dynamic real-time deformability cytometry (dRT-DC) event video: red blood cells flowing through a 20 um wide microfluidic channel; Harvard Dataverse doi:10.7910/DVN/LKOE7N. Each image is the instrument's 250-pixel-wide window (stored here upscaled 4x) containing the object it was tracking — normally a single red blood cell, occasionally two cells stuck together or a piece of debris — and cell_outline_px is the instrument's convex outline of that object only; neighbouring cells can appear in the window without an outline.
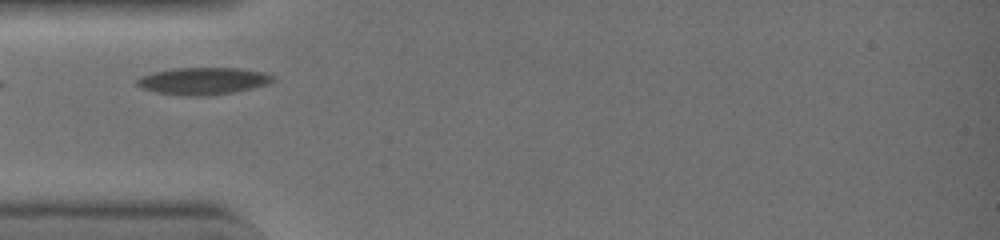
{"species": "common noctule bat (a hibernating species)", "species_latin": "Nyctalus noctula", "temperature_condition": "warm", "stored_images_in_passage": 1, "camera_frame_rate_fps": 3000, "um_per_image_px": 0.085, "animal": {"sex": "female", "body_mass_g": 19.0, "forearm_length_mm": 51.5}, "frame": {"image": 1, "passage_image": 1, "time_ms": 0.0, "image_size_px": [1000, 240], "cell_outline_px": [[276, 76], [268, 84], [252, 88], [232, 92], [196, 96], [188, 96], [156, 92], [144, 88], [136, 84], [136, 80], [140, 76], [152, 72], [176, 68], [240, 68], [264, 72]], "centroid_in_image_um": [17.26, 6.87], "position_along_channel_um": 67.7, "area_um2": 21.27}}